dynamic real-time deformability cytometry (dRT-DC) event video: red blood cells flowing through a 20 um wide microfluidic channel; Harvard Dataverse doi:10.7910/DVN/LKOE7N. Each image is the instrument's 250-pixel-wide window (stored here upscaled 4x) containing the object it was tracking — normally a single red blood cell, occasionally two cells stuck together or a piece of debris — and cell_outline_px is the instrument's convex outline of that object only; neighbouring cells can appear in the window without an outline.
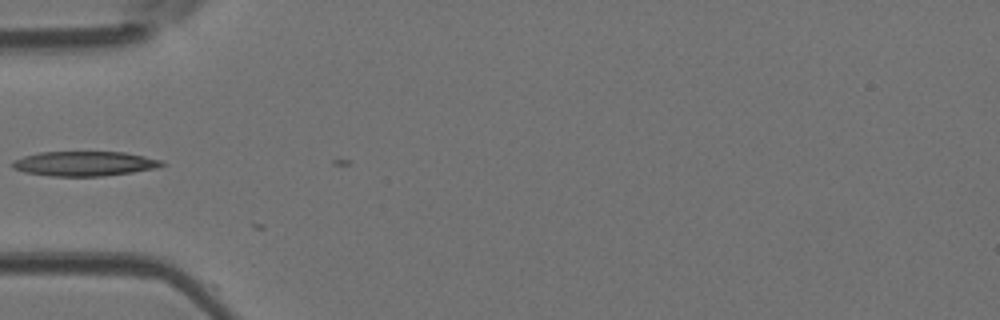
{"species": "Egyptian fruit bat (a non-hibernating species)", "species_latin": "Rousettus aegyptiacus", "temperature_condition": "room temperature", "stored_images_in_passage": 5, "camera_frame_rate_fps": 3000, "um_per_image_px": 0.085, "animal": {"sex": "female"}, "frame": {"image": 1, "passage_image": 5, "time_ms": 1.333, "image_size_px": [1000, 320], "cell_outline_px": [[168, 164], [156, 168], [132, 172], [104, 176], [52, 176], [24, 172], [12, 168], [12, 160], [24, 156], [40, 152], [124, 152], [164, 160]], "centroid_in_image_um": [7.21, 13.91], "position_along_channel_um": 77.8, "area_um2": 21.62}}